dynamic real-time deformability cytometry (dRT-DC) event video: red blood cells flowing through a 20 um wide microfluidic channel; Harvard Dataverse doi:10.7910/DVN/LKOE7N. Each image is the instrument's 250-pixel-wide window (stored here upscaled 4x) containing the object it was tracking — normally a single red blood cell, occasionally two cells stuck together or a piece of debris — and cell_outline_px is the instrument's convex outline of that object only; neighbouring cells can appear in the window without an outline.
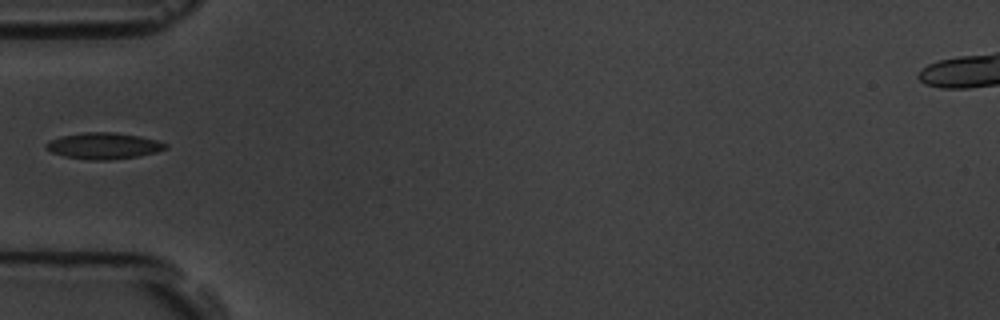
{"species": "common noctule bat (a hibernating species)", "species_latin": "Nyctalus noctula", "temperature_condition": "room temperature", "stored_images_in_passage": 2, "camera_frame_rate_fps": 3000, "um_per_image_px": 0.085, "animal": {"sex": "male", "body_mass_g": 19.5, "forearm_length_mm": 54.6}, "frame": {"image": 1, "passage_image": 1, "time_ms": 0.0, "image_size_px": [1000, 320], "cell_outline_px": [[168, 148], [156, 152], [136, 156], [108, 160], [88, 160], [64, 156], [52, 152], [44, 148], [44, 144], [48, 140], [60, 136], [84, 132], [116, 132], [140, 136], [156, 140], [168, 144]], "centroid_in_image_um": [8.77, 12.39], "position_along_channel_um": 76.2, "area_um2": 18.44}}
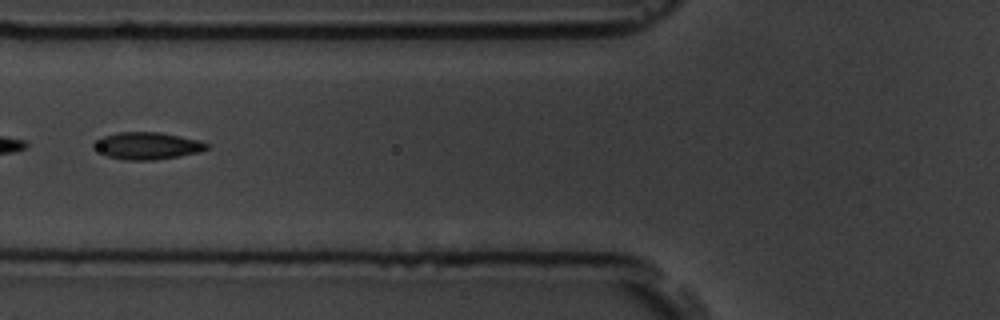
{"frame": {"image": 2, "passage_image": 2, "time_ms": 1.0, "image_size_px": [1000, 320], "cell_outline_px": [[208, 148], [200, 152], [180, 156], [156, 160], [124, 160], [108, 156], [92, 148], [92, 144], [96, 140], [104, 136], [120, 132], [160, 132], [200, 140], [208, 144]], "centroid_in_image_um": [12.52, 12.39], "position_along_channel_um": 113.3, "area_um2": 17.92}}